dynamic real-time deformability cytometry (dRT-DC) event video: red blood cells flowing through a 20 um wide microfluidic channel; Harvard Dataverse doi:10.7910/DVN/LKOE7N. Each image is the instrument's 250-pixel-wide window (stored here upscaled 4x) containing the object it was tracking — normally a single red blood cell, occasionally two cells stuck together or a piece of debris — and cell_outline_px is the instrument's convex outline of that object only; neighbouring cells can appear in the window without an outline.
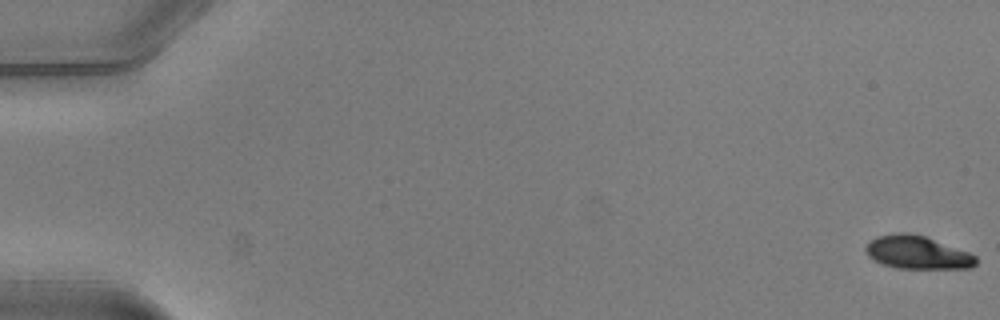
{"species": "common noctule bat (a hibernating species)", "species_latin": "Nyctalus noctula", "temperature_condition": "warm", "stored_images_in_passage": 52, "camera_frame_rate_fps": 3000, "um_per_image_px": 0.085, "animal": {"sex": "male", "body_mass_g": 20.5, "forearm_length_mm": 52.5}, "frame": {"image": 1, "passage_image": 1, "time_ms": 0.0, "image_size_px": [1000, 320], "cell_outline_px": [[976, 264], [972, 268], [896, 268], [872, 260], [868, 256], [864, 248], [876, 236], [900, 232], [908, 232], [924, 236], [968, 252], [976, 256]], "centroid_in_image_um": [77.95, 21.46], "position_along_channel_um": 7.1, "area_um2": 21.1}}
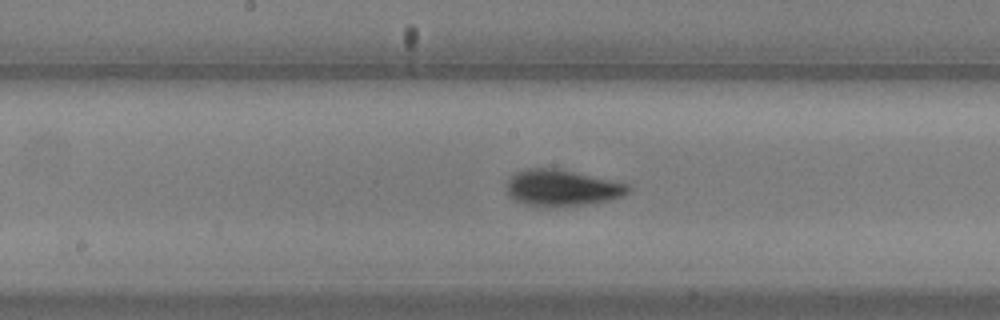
{"frame": {"image": 2, "passage_image": 28, "time_ms": 9.0, "image_size_px": [1000, 320], "cell_outline_px": [[632, 192], [624, 196], [608, 200], [584, 204], [556, 208], [544, 208], [524, 204], [508, 196], [508, 180], [516, 172], [524, 168], [560, 168], [616, 180], [632, 184]], "centroid_in_image_um": [47.84, 15.97], "position_along_channel_um": 200.4, "area_um2": 26.59}}
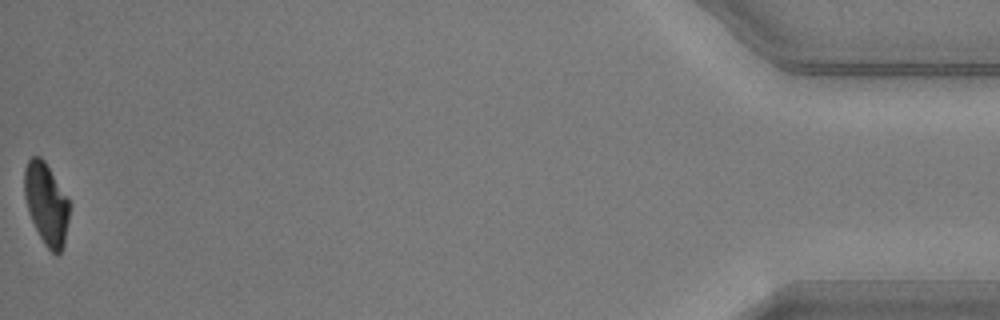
{"frame": {"image": 3, "passage_image": 52, "time_ms": 17.0, "image_size_px": [1000, 320], "cell_outline_px": [[72, 204], [64, 244], [60, 252], [56, 256], [44, 244], [28, 212], [24, 196], [24, 168], [28, 160], [32, 156], [40, 156], [44, 160], [68, 196]], "centroid_in_image_um": [3.96, 17.31], "position_along_channel_um": 431.2, "area_um2": 21.85}, "authors_computed_cell_mechanics": {"area_um2": 23.7847, "velocity_mm_per_s": 4.0281, "shape_relaxation_time_tau1_ms": 2.7602, "shape_relaxation_time_tau2_ms": null, "deformation_change_tau1": 0.1528, "deformation_change_tau2": null}}